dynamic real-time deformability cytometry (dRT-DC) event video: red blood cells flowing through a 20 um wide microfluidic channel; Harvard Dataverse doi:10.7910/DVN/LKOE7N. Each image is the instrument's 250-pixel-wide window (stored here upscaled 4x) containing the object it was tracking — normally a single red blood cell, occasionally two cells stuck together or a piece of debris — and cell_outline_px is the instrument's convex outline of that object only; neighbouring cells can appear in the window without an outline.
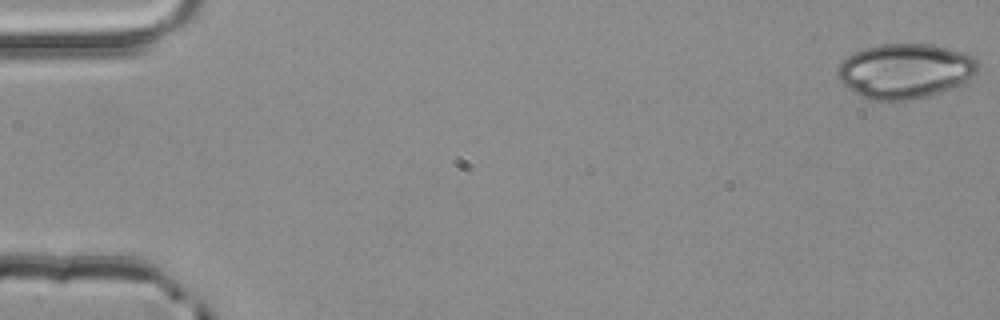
{"species": "common noctule bat (a hibernating species)", "species_latin": "Nyctalus noctula", "temperature_condition": "room temperature", "stored_images_in_passage": 4, "camera_frame_rate_fps": 3000, "um_per_image_px": 0.085, "animal": {"sex": "male", "body_mass_g": 20.4}, "frame": {"image": 1, "passage_image": 4, "time_ms": 1.0, "image_size_px": [1000, 320], "cell_outline_px": [[980, 68], [972, 76], [940, 92], [928, 96], [912, 100], [872, 100], [860, 96], [848, 88], [836, 76], [836, 72], [840, 64], [848, 56], [864, 48], [880, 44], [928, 44], [968, 52], [980, 64]], "centroid_in_image_um": [76.92, 6.02], "position_along_channel_um": 8.1, "area_um2": 44.62}}